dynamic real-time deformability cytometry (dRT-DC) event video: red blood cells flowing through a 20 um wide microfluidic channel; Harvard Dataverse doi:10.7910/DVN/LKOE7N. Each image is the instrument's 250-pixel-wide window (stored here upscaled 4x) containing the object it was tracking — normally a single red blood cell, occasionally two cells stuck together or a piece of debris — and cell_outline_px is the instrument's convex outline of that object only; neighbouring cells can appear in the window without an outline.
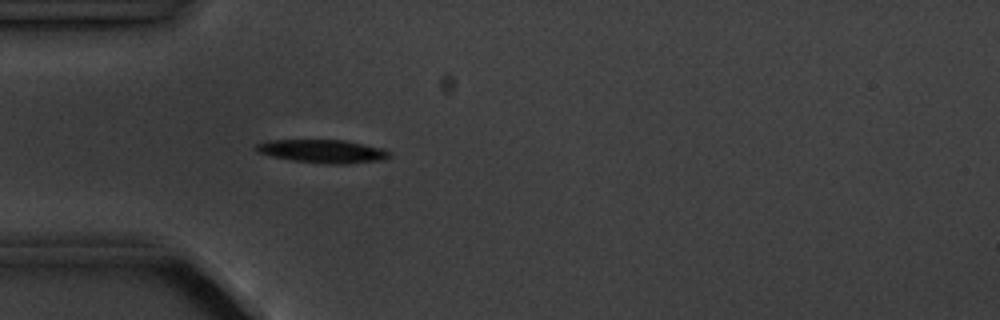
{"species": "common noctule bat (a hibernating species)", "species_latin": "Nyctalus noctula", "temperature_condition": "cold", "stored_images_in_passage": 3, "camera_frame_rate_fps": 3000, "um_per_image_px": 0.085, "animal": {"sex": "male", "body_mass_g": 20.1, "forearm_length_mm": 53.5}, "frame": {"image": 1, "passage_image": 3, "time_ms": 3.333, "image_size_px": [1000, 320], "cell_outline_px": [[392, 156], [384, 160], [344, 164], [336, 164], [292, 160], [260, 152], [256, 148], [256, 144], [268, 140], [344, 140], [384, 148]], "centroid_in_image_um": [27.51, 12.85], "position_along_channel_um": 57.5, "area_um2": 17.74}}